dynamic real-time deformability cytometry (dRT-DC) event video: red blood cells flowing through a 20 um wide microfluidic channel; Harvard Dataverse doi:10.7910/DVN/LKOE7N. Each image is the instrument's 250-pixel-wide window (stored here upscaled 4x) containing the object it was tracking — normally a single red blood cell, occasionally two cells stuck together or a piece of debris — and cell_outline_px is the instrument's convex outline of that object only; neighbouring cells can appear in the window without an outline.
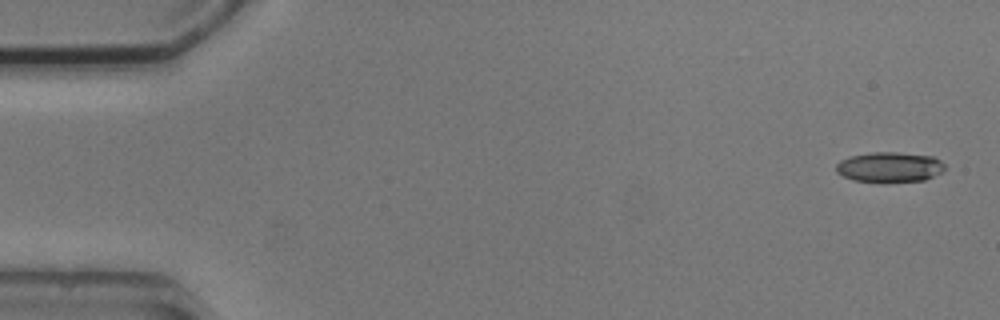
{"species": "common noctule bat (a hibernating species)", "species_latin": "Nyctalus noctula", "temperature_condition": "cold", "stored_images_in_passage": 5, "camera_frame_rate_fps": 3000, "um_per_image_px": 0.085, "animal": {"sex": "male", "body_mass_g": 20.5, "forearm_length_mm": 52.5}, "frame": {"image": 1, "passage_image": 1, "time_ms": 0.0, "image_size_px": [1000, 320], "cell_outline_px": [[944, 168], [940, 172], [924, 180], [852, 180], [836, 172], [836, 164], [840, 160], [848, 156], [872, 152], [896, 152], [932, 156], [940, 160], [944, 164]], "centroid_in_image_um": [75.57, 14.16], "position_along_channel_um": 9.4, "area_um2": 18.5}}
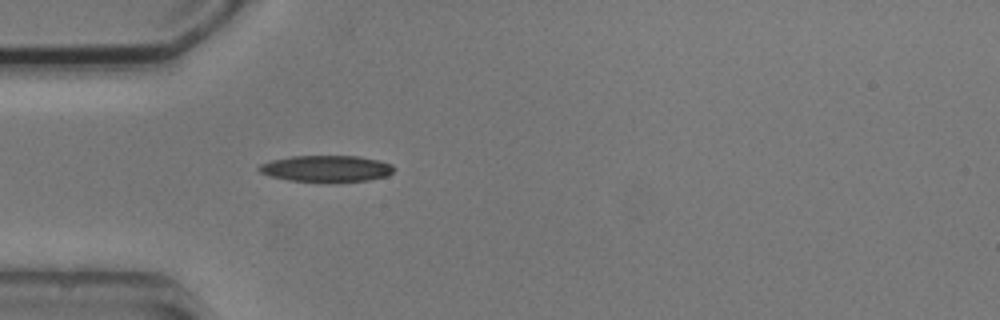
{"frame": {"image": 2, "passage_image": 5, "time_ms": 4.667, "image_size_px": [1000, 320], "cell_outline_px": [[396, 168], [388, 176], [368, 180], [288, 180], [268, 176], [260, 172], [256, 168], [260, 164], [272, 160], [292, 156], [356, 156], [380, 160], [392, 164]], "centroid_in_image_um": [27.74, 14.3], "position_along_channel_um": 57.3, "area_um2": 20.35}}